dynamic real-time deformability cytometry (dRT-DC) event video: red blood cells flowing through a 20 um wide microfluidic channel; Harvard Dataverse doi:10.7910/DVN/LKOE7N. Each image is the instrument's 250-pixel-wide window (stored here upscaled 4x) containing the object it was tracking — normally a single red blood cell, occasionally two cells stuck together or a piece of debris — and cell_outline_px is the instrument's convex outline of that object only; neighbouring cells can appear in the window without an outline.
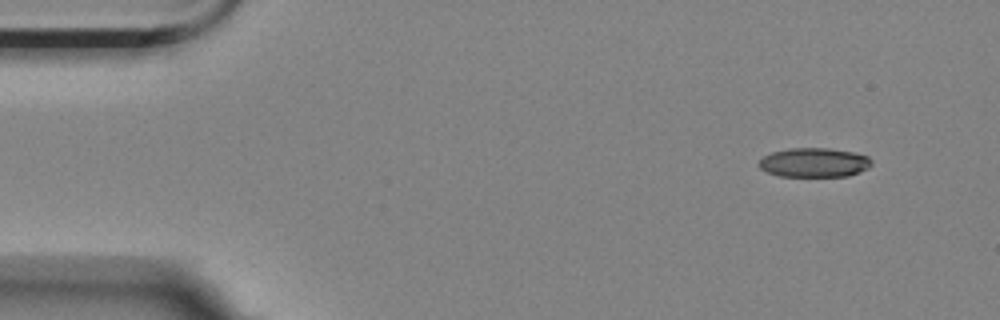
{"species": "Egyptian fruit bat (a non-hibernating species)", "species_latin": "Rousettus aegyptiacus", "temperature_condition": "room temperature", "stored_images_in_passage": 2, "camera_frame_rate_fps": 3000, "um_per_image_px": 0.085, "animal": {"sex": "female"}, "frame": {"image": 1, "passage_image": 1, "time_ms": 0.0, "image_size_px": [1000, 320], "cell_outline_px": [[872, 164], [868, 168], [860, 172], [848, 176], [780, 176], [768, 172], [760, 168], [756, 164], [764, 156], [772, 152], [788, 148], [828, 148], [852, 152], [868, 156], [872, 160]], "centroid_in_image_um": [69.2, 13.81], "position_along_channel_um": 15.8, "area_um2": 19.25}}